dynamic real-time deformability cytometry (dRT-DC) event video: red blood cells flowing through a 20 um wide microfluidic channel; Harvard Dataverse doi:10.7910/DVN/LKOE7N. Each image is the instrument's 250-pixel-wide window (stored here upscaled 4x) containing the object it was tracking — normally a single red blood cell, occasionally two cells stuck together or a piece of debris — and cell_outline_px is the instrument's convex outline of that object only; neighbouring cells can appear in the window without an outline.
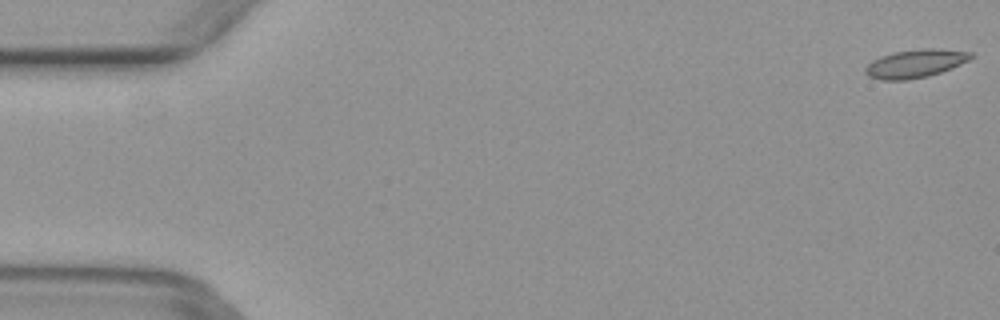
{"species": "common noctule bat (a hibernating species)", "species_latin": "Nyctalus noctula", "temperature_condition": "warm", "stored_images_in_passage": 13, "camera_frame_rate_fps": 3000, "um_per_image_px": 0.085, "animal": {"sex": "female", "body_mass_g": 29.2, "forearm_length_mm": 56.3}, "frame": {"image": 1, "passage_image": 1, "time_ms": 0.0, "image_size_px": [1000, 320], "cell_outline_px": [[976, 56], [952, 68], [928, 76], [904, 80], [880, 80], [868, 76], [864, 72], [864, 68], [872, 60], [880, 56], [892, 52], [924, 48], [932, 48], [972, 52]], "centroid_in_image_um": [77.78, 5.4], "position_along_channel_um": 7.2, "area_um2": 17.46}}